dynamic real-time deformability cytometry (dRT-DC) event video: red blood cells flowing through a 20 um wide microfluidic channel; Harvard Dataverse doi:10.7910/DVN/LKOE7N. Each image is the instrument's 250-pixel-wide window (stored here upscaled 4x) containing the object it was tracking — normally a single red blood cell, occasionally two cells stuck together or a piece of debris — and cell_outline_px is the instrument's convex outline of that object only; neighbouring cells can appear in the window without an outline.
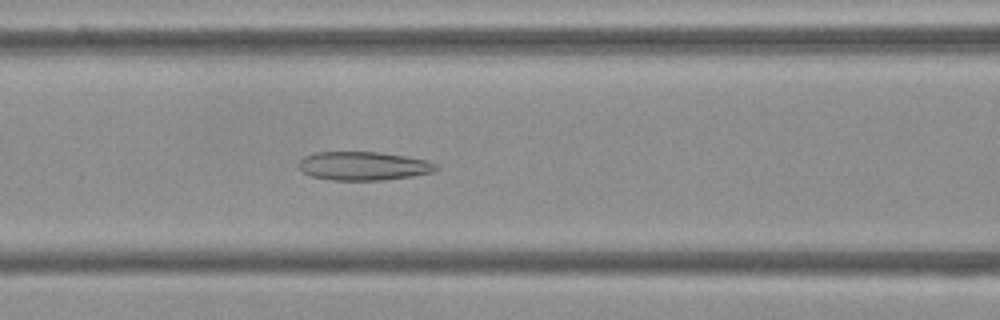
{"species": "Egyptian fruit bat (a non-hibernating species)", "species_latin": "Rousettus aegyptiacus", "temperature_condition": "cold", "stored_images_in_passage": 53, "camera_frame_rate_fps": 3000, "um_per_image_px": 0.085, "frame": {"image": 1, "passage_image": 22, "time_ms": 7.0, "image_size_px": [1000, 320], "cell_outline_px": [[440, 168], [432, 172], [412, 176], [380, 180], [332, 180], [312, 176], [300, 172], [296, 164], [304, 156], [316, 152], [380, 152], [428, 160], [436, 164]], "centroid_in_image_um": [30.85, 14.1], "position_along_channel_um": 135.7, "area_um2": 23.06}}
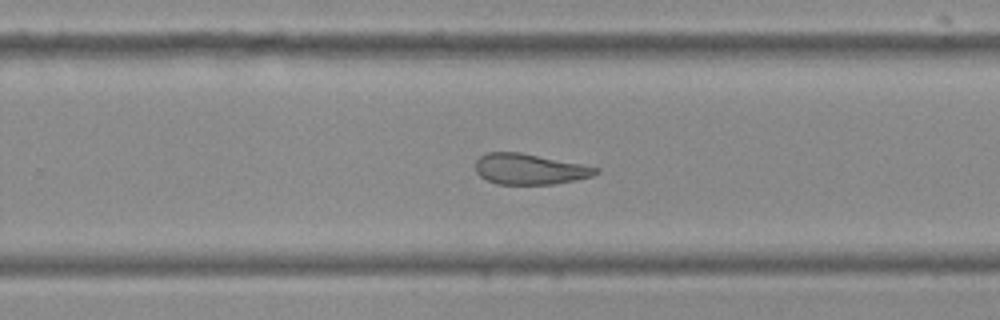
{"frame": {"image": 2, "passage_image": 34, "time_ms": 11.0, "image_size_px": [1000, 320], "cell_outline_px": [[600, 172], [592, 176], [576, 180], [556, 184], [496, 184], [480, 176], [476, 172], [476, 160], [480, 156], [488, 152], [520, 152], [600, 168]], "centroid_in_image_um": [45.02, 14.38], "position_along_channel_um": 284.8, "area_um2": 21.44}}
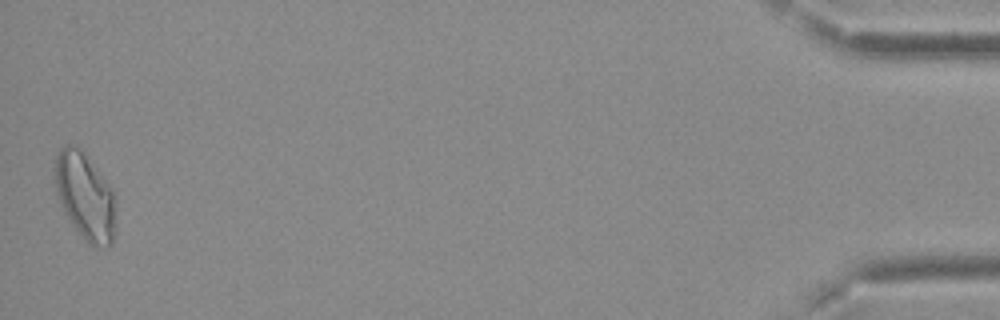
{"frame": {"image": 3, "passage_image": 53, "time_ms": 17.333, "image_size_px": [1000, 320], "cell_outline_px": [[112, 244], [108, 248], [96, 248], [88, 244], [64, 212], [60, 204], [56, 192], [52, 172], [52, 168], [56, 152], [64, 144], [72, 144], [84, 156], [112, 188]], "centroid_in_image_um": [7.12, 16.67], "position_along_channel_um": 428.1, "area_um2": 30.06}, "authors_computed_cell_mechanics": {"area_um2": 24.9696, "velocity_mm_per_s": 3.7307, "shape_relaxation_time_tau1_ms": null, "shape_relaxation_time_tau2_ms": 4.2667, "deformation_change_tau1": null, "deformation_change_tau2": 0.1367}}